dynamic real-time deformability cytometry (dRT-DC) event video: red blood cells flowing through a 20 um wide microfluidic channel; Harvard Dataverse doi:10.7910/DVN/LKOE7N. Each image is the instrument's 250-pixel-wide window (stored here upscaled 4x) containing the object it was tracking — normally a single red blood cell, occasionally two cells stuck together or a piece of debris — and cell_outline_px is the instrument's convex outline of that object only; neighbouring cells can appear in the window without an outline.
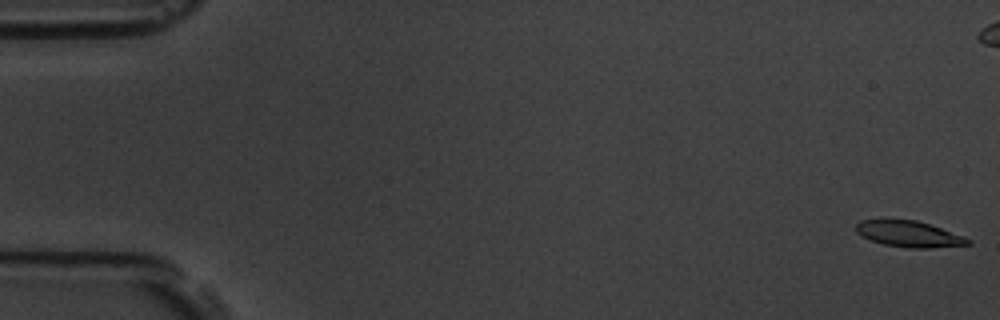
{"species": "common noctule bat (a hibernating species)", "species_latin": "Nyctalus noctula", "temperature_condition": "room temperature", "stored_images_in_passage": 59, "camera_frame_rate_fps": 3000, "um_per_image_px": 0.085, "animal": {"sex": "male", "body_mass_g": 19.5, "forearm_length_mm": 54.6}, "frame": {"image": 1, "passage_image": 1, "time_ms": 0.0, "image_size_px": [1000, 320], "cell_outline_px": [[972, 244], [932, 248], [908, 248], [884, 244], [872, 240], [856, 232], [856, 224], [860, 220], [916, 220], [964, 236], [972, 240]], "centroid_in_image_um": [77.31, 19.9], "position_along_channel_um": 7.7, "area_um2": 16.76}}
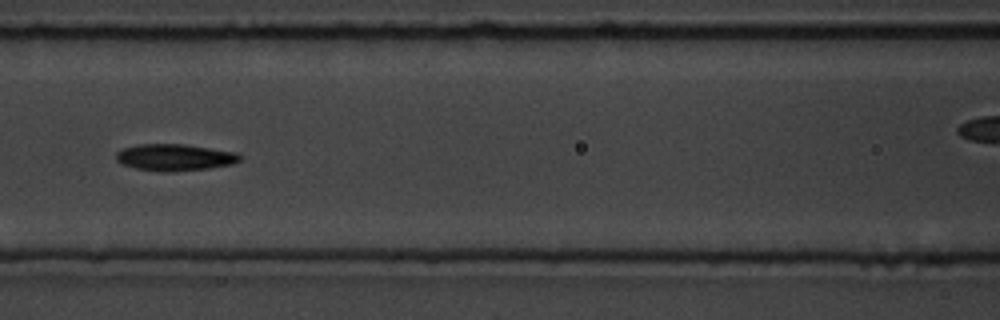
{"frame": {"image": 2, "passage_image": 26, "time_ms": 8.333, "image_size_px": [1000, 320], "cell_outline_px": [[240, 160], [232, 164], [208, 168], [172, 172], [168, 172], [136, 168], [124, 164], [116, 160], [116, 152], [120, 148], [140, 144], [184, 144], [236, 152], [240, 156]], "centroid_in_image_um": [14.83, 13.37], "position_along_channel_um": 151.8, "area_um2": 19.13}}
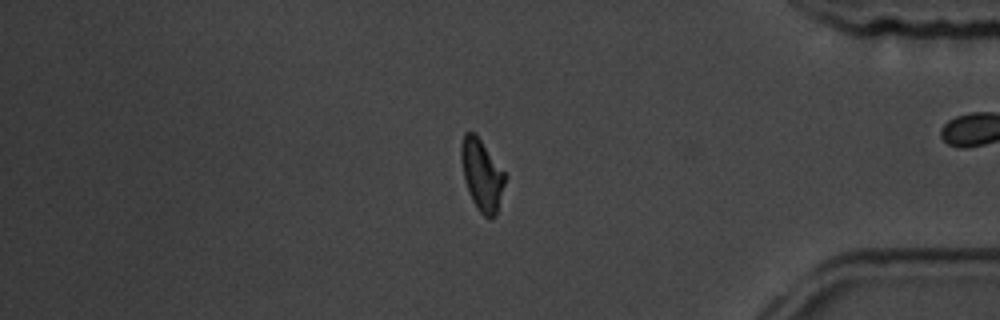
{"frame": {"image": 3, "passage_image": 49, "time_ms": 16.0, "image_size_px": [1000, 320], "cell_outline_px": [[508, 176], [496, 216], [484, 216], [476, 208], [468, 192], [464, 180], [460, 160], [460, 144], [464, 132], [476, 132]], "centroid_in_image_um": [40.96, 14.83], "position_along_channel_um": 394.2, "area_um2": 18.79}, "authors_computed_cell_mechanics": {"area_um2": 18.3804, "velocity_mm_per_s": 3.5277, "shape_relaxation_time_tau1_ms": 2.8837, "shape_relaxation_time_tau2_ms": 4.5421, "deformation_change_tau1": 0.1698, "deformation_change_tau2": 0.1182}}